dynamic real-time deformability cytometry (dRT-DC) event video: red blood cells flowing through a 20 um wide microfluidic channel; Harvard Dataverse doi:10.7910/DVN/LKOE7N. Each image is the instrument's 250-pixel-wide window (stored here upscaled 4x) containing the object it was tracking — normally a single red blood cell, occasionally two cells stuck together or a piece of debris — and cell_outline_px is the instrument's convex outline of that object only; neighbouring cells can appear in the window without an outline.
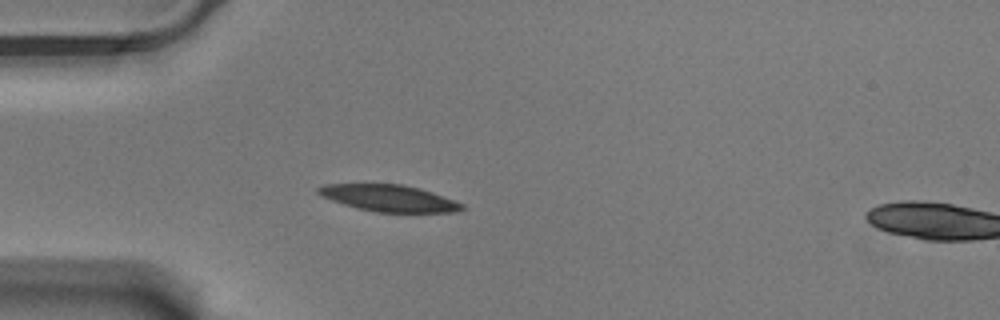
{"species": "Egyptian fruit bat (a non-hibernating species)", "species_latin": "Rousettus aegyptiacus", "temperature_condition": "warm", "stored_images_in_passage": 3, "camera_frame_rate_fps": 3000, "um_per_image_px": 0.085, "animal": {"sex": "male"}, "frame": {"image": 1, "passage_image": 1, "time_ms": 0.0, "image_size_px": [1000, 320], "cell_outline_px": [[464, 208], [456, 212], [376, 212], [356, 208], [332, 200], [316, 192], [316, 188], [324, 184], [404, 184], [420, 188], [432, 192], [464, 204]], "centroid_in_image_um": [33.07, 16.84], "position_along_channel_um": 51.9, "area_um2": 22.2}}